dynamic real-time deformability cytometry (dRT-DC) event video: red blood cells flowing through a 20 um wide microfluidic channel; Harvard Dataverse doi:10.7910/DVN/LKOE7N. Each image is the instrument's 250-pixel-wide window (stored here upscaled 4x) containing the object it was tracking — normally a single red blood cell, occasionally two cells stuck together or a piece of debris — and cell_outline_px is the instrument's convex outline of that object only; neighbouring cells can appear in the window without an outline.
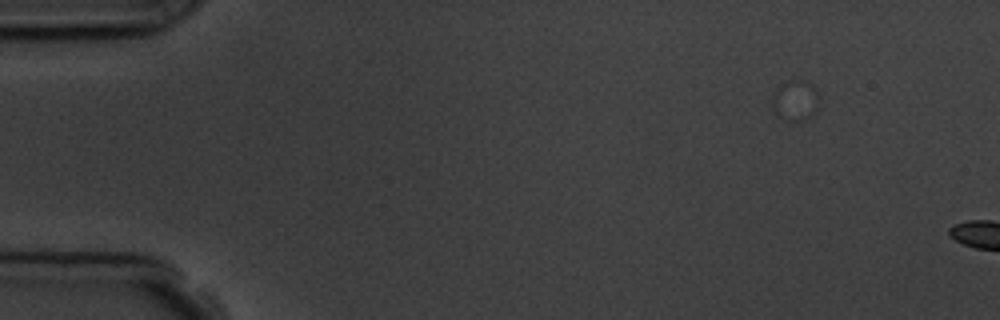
{"species": "common noctule bat (a hibernating species)", "species_latin": "Nyctalus noctula", "temperature_condition": "room temperature", "stored_images_in_passage": 3, "segment_of_instrument_passage": [1, 2], "camera_frame_rate_fps": 3000, "um_per_image_px": 0.085, "animal": {"sex": "male", "body_mass_g": 19.5, "forearm_length_mm": 54.6}, "frame": {"image": 1, "passage_image": 1, "time_ms": 0.0, "image_size_px": [1000, 320], "cell_outline_px": [[820, 104], [812, 116], [804, 120], [788, 120], [776, 112], [772, 104], [772, 92], [780, 84], [788, 80], [800, 80], [812, 84], [816, 88], [820, 96]], "centroid_in_image_um": [67.64, 8.49], "position_along_channel_um": 17.4, "area_um2": 11.21}}